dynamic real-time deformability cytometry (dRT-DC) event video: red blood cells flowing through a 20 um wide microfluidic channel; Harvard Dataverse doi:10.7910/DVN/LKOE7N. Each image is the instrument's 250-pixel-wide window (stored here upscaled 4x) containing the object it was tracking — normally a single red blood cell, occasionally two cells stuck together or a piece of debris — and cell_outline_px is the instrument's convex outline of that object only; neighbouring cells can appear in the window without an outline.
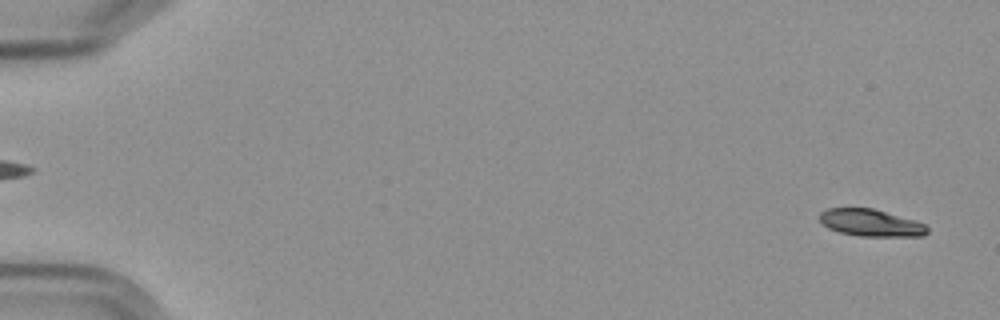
{"species": "Egyptian fruit bat (a non-hibernating species)", "species_latin": "Rousettus aegyptiacus", "temperature_condition": "cold", "stored_images_in_passage": 3, "segment_of_instrument_passage": [2, 2], "camera_frame_rate_fps": 3000, "um_per_image_px": 0.085, "frame": {"image": 1, "passage_image": 3, "time_ms": 2.333, "image_size_px": [1000, 320], "cell_outline_px": [[928, 232], [924, 236], [860, 236], [840, 232], [828, 228], [820, 224], [820, 212], [828, 208], [872, 208], [916, 220], [924, 224], [928, 228]], "centroid_in_image_um": [74.01, 18.94], "position_along_channel_um": 11.0, "area_um2": 17.05}}